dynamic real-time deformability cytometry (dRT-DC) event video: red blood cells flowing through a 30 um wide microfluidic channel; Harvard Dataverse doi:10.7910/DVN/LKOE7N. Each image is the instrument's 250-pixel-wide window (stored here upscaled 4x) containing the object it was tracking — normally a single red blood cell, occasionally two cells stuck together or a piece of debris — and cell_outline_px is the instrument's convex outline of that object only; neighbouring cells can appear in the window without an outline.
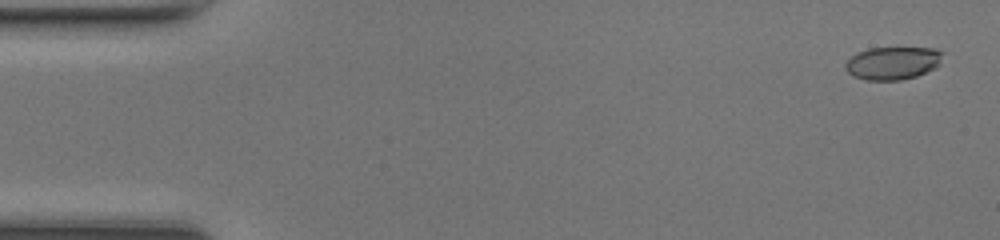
{"species": "common noctule bat (a hibernating species)", "species_latin": "Nyctalus noctula", "temperature_condition": "room temperature", "stored_images_in_passage": 48, "camera_frame_rate_fps": 3000, "um_per_image_px": 0.085, "animal": {"sex": "female", "body_mass_g": 17.0, "forearm_length_mm": 48.0}, "frame": {"image": 1, "passage_image": 2, "time_ms": 0.333, "image_size_px": [1000, 240], "cell_outline_px": [[944, 52], [940, 64], [936, 68], [916, 76], [900, 80], [868, 80], [856, 76], [848, 72], [844, 68], [844, 64], [852, 56], [868, 48], [936, 48]], "centroid_in_image_um": [75.93, 5.35], "position_along_channel_um": 9.1, "area_um2": 18.61}}
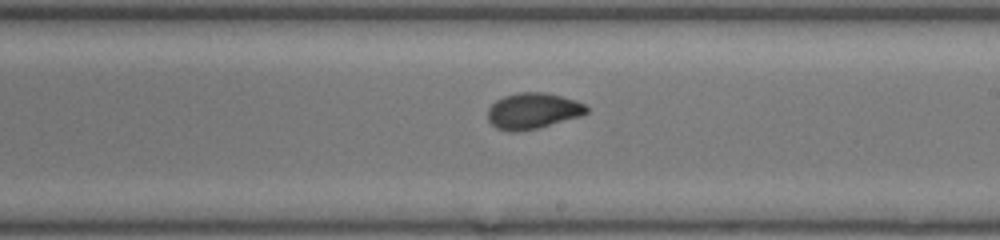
{"frame": {"image": 2, "passage_image": 28, "time_ms": 9.0, "image_size_px": [1000, 240], "cell_outline_px": [[588, 112], [580, 116], [536, 128], [512, 132], [508, 132], [496, 128], [488, 120], [488, 108], [496, 100], [504, 96], [520, 92], [540, 92], [560, 96], [576, 100], [584, 104], [588, 108]], "centroid_in_image_um": [45.27, 9.42], "position_along_channel_um": 243.7, "area_um2": 20.46}}
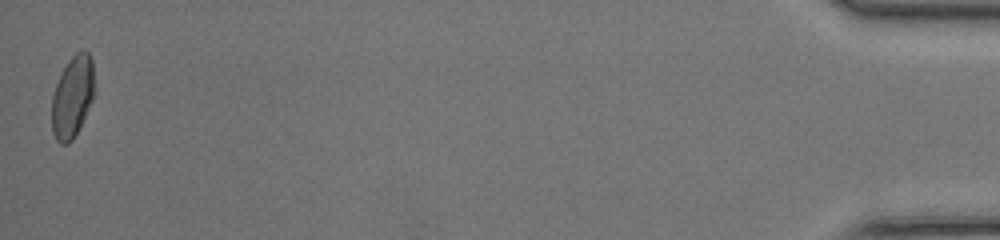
{"frame": {"image": 3, "passage_image": 48, "time_ms": 15.667, "image_size_px": [1000, 240], "cell_outline_px": [[92, 100], [72, 140], [68, 144], [60, 144], [56, 140], [52, 132], [52, 96], [56, 84], [68, 60], [76, 52], [88, 52], [92, 60]], "centroid_in_image_um": [6.11, 8.25], "position_along_channel_um": 429.1, "area_um2": 19.59}, "authors_computed_cell_mechanics": {"area_um2": 20.1144, "velocity_mm_per_s": 4.3297, "shape_relaxation_time_tau1_ms": 4.4168, "shape_relaxation_time_tau2_ms": 0.9844, "deformation_change_tau1": 0.1716, "deformation_change_tau2": 0.052}}